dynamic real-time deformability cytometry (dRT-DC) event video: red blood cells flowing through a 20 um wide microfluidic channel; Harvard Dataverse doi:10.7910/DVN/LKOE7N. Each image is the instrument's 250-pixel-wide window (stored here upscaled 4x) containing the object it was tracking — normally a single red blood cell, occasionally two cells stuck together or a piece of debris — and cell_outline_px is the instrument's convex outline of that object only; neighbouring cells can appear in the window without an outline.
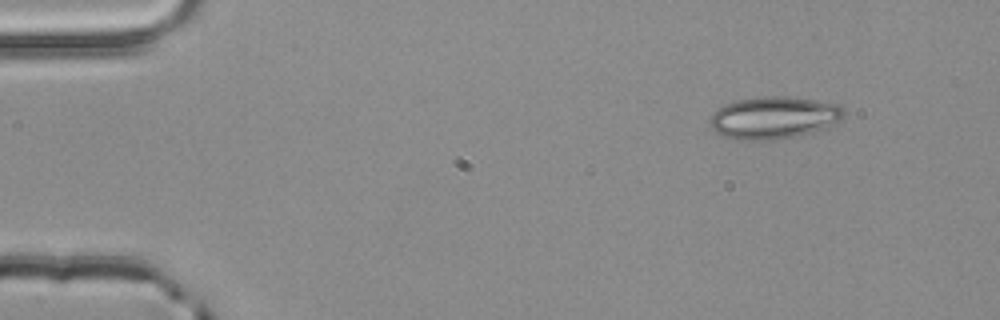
{"species": "common noctule bat (a hibernating species)", "species_latin": "Nyctalus noctula", "temperature_condition": "room temperature", "stored_images_in_passage": 48, "camera_frame_rate_fps": 3000, "um_per_image_px": 0.085, "animal": {"sex": "male", "body_mass_g": 20.4}, "frame": {"image": 1, "passage_image": 1, "time_ms": 0.0, "image_size_px": [1000, 320], "cell_outline_px": [[844, 116], [840, 120], [828, 128], [796, 136], [772, 140], [740, 140], [720, 136], [708, 124], [708, 120], [712, 112], [716, 108], [724, 104], [736, 100], [764, 96], [788, 96], [816, 100], [840, 104], [844, 112]], "centroid_in_image_um": [65.74, 10.0], "position_along_channel_um": 19.3, "area_um2": 33.58}}
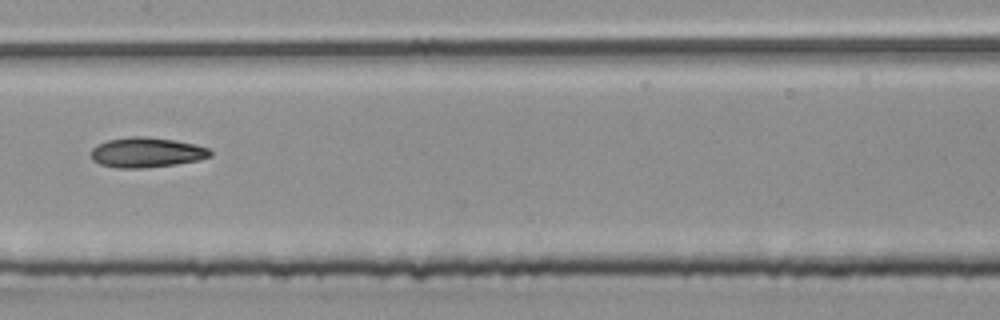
{"frame": {"image": 2, "passage_image": 22, "time_ms": 7.0, "image_size_px": [1000, 320], "cell_outline_px": [[212, 156], [196, 160], [176, 164], [144, 168], [116, 168], [100, 164], [92, 160], [92, 148], [96, 144], [108, 140], [128, 136], [140, 136], [172, 140], [196, 144], [208, 148], [212, 152]], "centroid_in_image_um": [12.43, 12.96], "position_along_channel_um": 195.0, "area_um2": 20.81}}
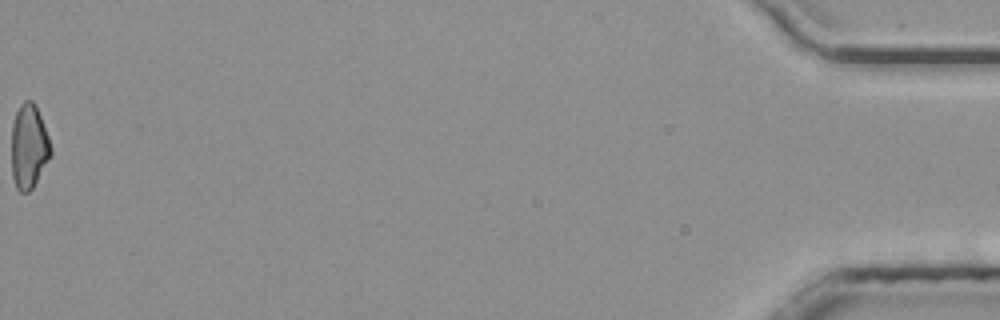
{"frame": {"image": 3, "passage_image": 48, "time_ms": 15.667, "image_size_px": [1000, 320], "cell_outline_px": [[52, 152], [32, 188], [28, 192], [20, 192], [16, 188], [12, 176], [12, 124], [16, 112], [20, 104], [24, 100], [32, 100], [36, 104], [48, 136], [52, 148]], "centroid_in_image_um": [2.44, 12.42], "position_along_channel_um": 432.8, "area_um2": 19.19}, "authors_computed_cell_mechanics": {"area_um2": 20.3745, "velocity_mm_per_s": 3.9951, "shape_relaxation_time_tau1_ms": null, "shape_relaxation_time_tau2_ms": 5.638, "deformation_change_tau1": null, "deformation_change_tau2": 0.1367}}